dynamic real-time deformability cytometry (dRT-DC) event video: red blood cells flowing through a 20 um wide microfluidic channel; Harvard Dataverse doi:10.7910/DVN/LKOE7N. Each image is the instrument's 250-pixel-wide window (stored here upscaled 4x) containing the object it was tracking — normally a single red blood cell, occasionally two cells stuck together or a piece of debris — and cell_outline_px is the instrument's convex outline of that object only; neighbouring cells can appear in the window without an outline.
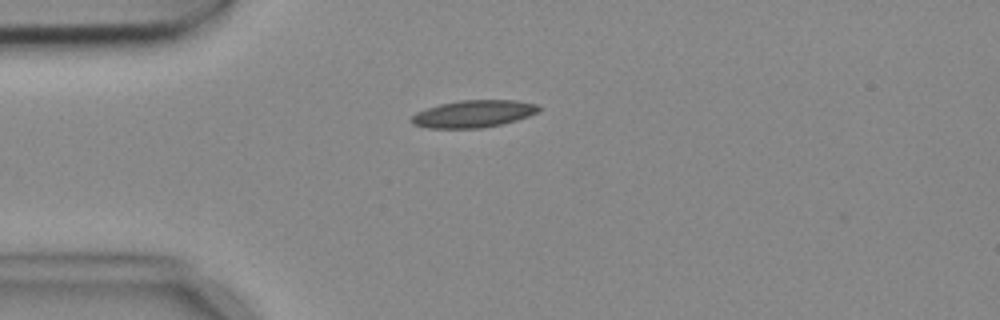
{"species": "common noctule bat (a hibernating species)", "species_latin": "Nyctalus noctula", "temperature_condition": "cold", "stored_images_in_passage": 3, "camera_frame_rate_fps": 3000, "um_per_image_px": 0.085, "animal": {"sex": "female", "body_mass_g": 18.4}, "frame": {"image": 1, "passage_image": 2, "time_ms": 0.333, "image_size_px": [1000, 320], "cell_outline_px": [[540, 108], [536, 112], [528, 116], [516, 120], [484, 128], [428, 128], [412, 124], [408, 120], [416, 112], [440, 104], [460, 100], [516, 100], [536, 104]], "centroid_in_image_um": [40.2, 9.68], "position_along_channel_um": 44.8, "area_um2": 20.11}}